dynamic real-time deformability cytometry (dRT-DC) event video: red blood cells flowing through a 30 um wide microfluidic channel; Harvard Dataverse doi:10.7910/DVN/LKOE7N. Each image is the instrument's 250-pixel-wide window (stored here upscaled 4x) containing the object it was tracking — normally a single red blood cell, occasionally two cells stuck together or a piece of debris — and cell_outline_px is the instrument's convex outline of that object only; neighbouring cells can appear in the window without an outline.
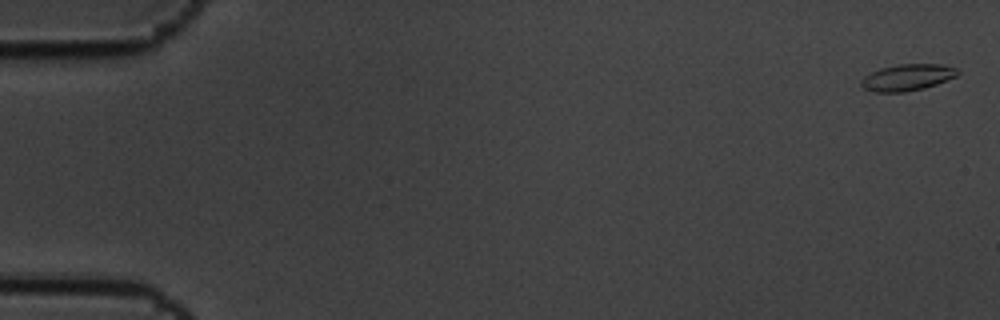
{"species": "common noctule bat (a hibernating species)", "species_latin": "Nyctalus noctula", "temperature_condition": "cold", "stored_images_in_passage": 6, "camera_frame_rate_fps": 3000, "um_per_image_px": 0.085, "animal": {"sex": "male", "body_mass_g": 19.5, "forearm_length_mm": 54.6}, "frame": {"image": 1, "passage_image": 1, "time_ms": 0.0, "image_size_px": [1000, 320], "cell_outline_px": [[960, 72], [956, 76], [936, 84], [924, 88], [904, 92], [872, 92], [864, 88], [860, 84], [860, 80], [864, 76], [880, 68], [900, 64], [940, 64], [956, 68]], "centroid_in_image_um": [77.1, 6.58], "position_along_channel_um": 7.9, "area_um2": 14.85}}
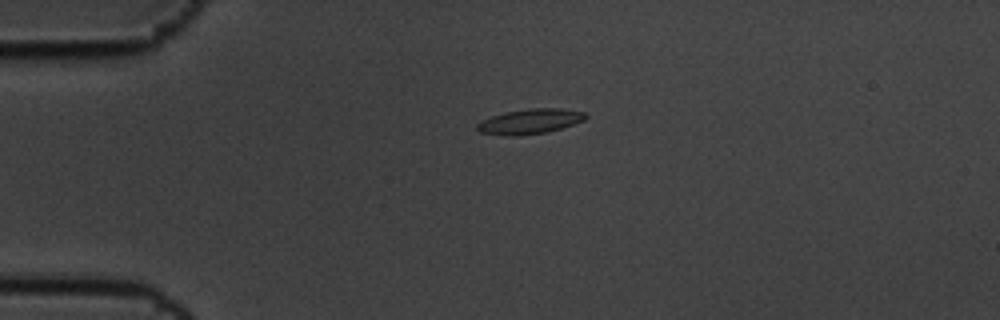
{"frame": {"image": 2, "passage_image": 5, "time_ms": 1.333, "image_size_px": [1000, 320], "cell_outline_px": [[588, 116], [584, 120], [548, 132], [516, 136], [504, 136], [480, 132], [476, 128], [476, 124], [492, 116], [504, 112], [528, 108], [560, 108], [584, 112]], "centroid_in_image_um": [45.03, 10.32], "position_along_channel_um": 40.0, "area_um2": 15.78}}
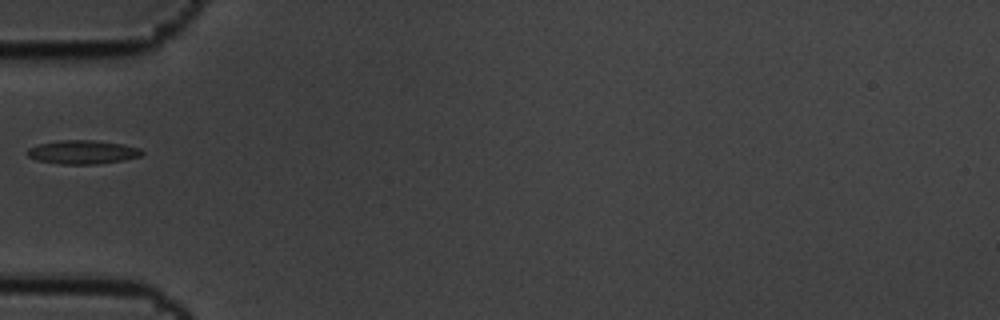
{"frame": {"image": 3, "passage_image": 6, "time_ms": 1.667, "image_size_px": [1000, 320], "cell_outline_px": [[144, 152], [140, 156], [120, 160], [96, 164], [60, 164], [36, 160], [28, 156], [24, 152], [28, 148], [40, 144], [60, 140], [96, 140], [124, 144], [140, 148]], "centroid_in_image_um": [6.99, 12.92], "position_along_channel_um": 78.0, "area_um2": 15.84}}